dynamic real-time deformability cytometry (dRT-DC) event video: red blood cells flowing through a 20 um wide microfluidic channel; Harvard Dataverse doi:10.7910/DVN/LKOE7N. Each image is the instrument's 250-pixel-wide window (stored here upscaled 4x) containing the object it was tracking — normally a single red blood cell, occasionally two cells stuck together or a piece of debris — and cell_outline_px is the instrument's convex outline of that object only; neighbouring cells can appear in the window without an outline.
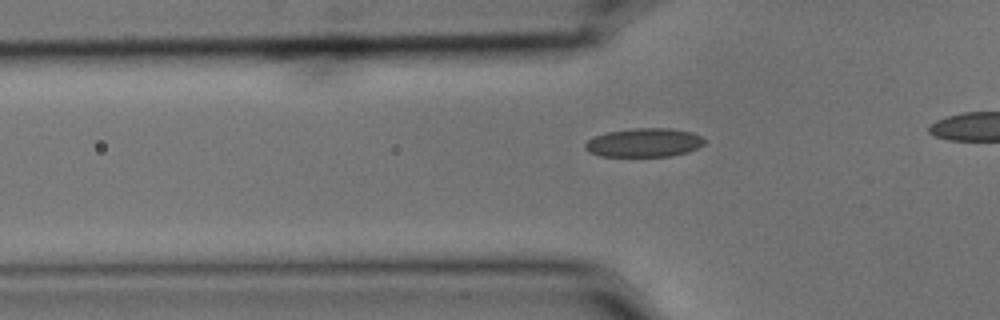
{"species": "common noctule bat (a hibernating species)", "species_latin": "Nyctalus noctula", "temperature_condition": "cold", "stored_images_in_passage": 37, "camera_frame_rate_fps": 3000, "um_per_image_px": 0.085, "animal": {"sex": "male", "body_mass_g": 15.6}, "frame": {"image": 1, "passage_image": 10, "time_ms": 3.0, "image_size_px": [1000, 320], "cell_outline_px": [[704, 144], [688, 152], [672, 156], [600, 156], [588, 152], [584, 148], [584, 144], [588, 140], [596, 136], [608, 132], [632, 128], [668, 128], [692, 132], [700, 136], [704, 140]], "centroid_in_image_um": [54.73, 12.12], "position_along_channel_um": 71.1, "area_um2": 19.94}}
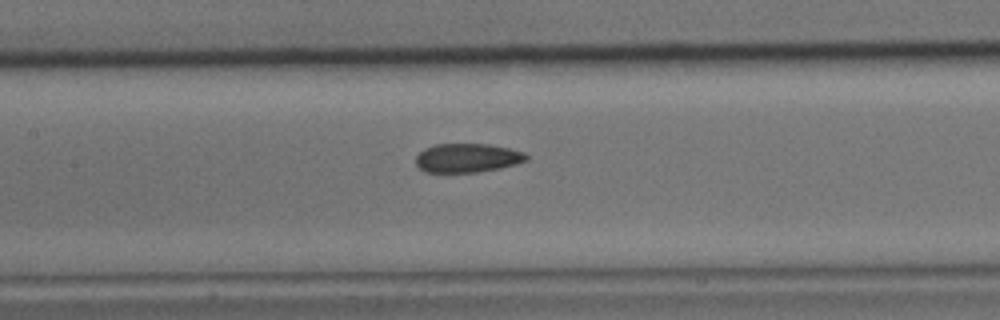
{"frame": {"image": 2, "passage_image": 18, "time_ms": 5.667, "image_size_px": [1000, 320], "cell_outline_px": [[528, 160], [516, 164], [500, 168], [476, 172], [424, 172], [416, 164], [416, 156], [424, 148], [432, 144], [488, 144], [508, 148], [524, 152], [528, 156]], "centroid_in_image_um": [39.71, 13.42], "position_along_channel_um": 167.7, "area_um2": 18.67}}
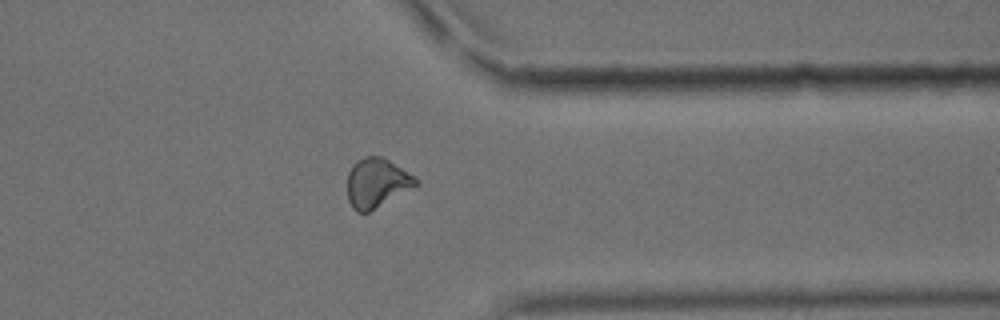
{"frame": {"image": 3, "passage_image": 36, "time_ms": 11.667, "image_size_px": [1000, 320], "cell_outline_px": [[420, 184], [368, 212], [356, 212], [352, 208], [348, 200], [348, 172], [352, 164], [356, 160], [364, 156], [380, 156], [388, 160], [412, 176]], "centroid_in_image_um": [31.97, 15.55], "position_along_channel_um": 379.4, "area_um2": 19.36}}